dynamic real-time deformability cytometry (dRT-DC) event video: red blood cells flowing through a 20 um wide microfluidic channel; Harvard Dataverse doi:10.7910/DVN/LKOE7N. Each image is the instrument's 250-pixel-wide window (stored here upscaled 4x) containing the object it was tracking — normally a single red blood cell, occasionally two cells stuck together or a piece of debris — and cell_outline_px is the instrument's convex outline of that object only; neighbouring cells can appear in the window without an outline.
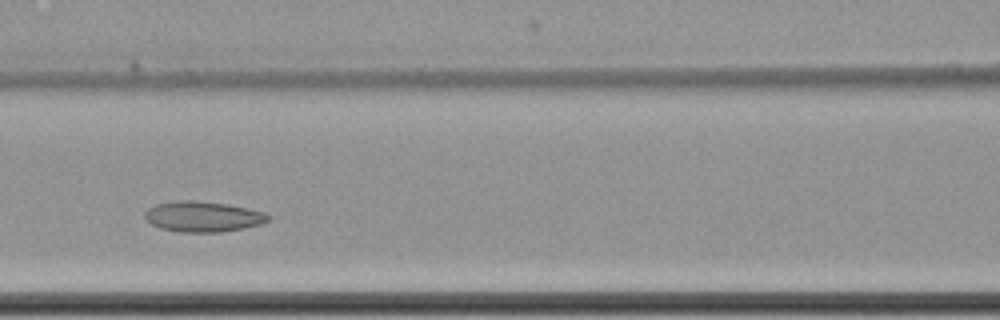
{"species": "common noctule bat (a hibernating species)", "species_latin": "Nyctalus noctula", "temperature_condition": "cold", "stored_images_in_passage": 13, "camera_frame_rate_fps": 3000, "um_per_image_px": 0.085, "animal": {"sex": "female", "body_mass_g": 22.7, "forearm_length_mm": 54.2}, "frame": {"image": 1, "passage_image": 8, "time_ms": 2.333, "image_size_px": [1000, 320], "cell_outline_px": [[268, 220], [260, 224], [244, 228], [220, 232], [180, 232], [160, 228], [152, 224], [144, 216], [144, 212], [148, 208], [156, 204], [176, 200], [196, 200], [228, 204], [248, 208], [264, 212], [268, 216]], "centroid_in_image_um": [17.22, 18.4], "position_along_channel_um": 149.4, "area_um2": 21.91}}